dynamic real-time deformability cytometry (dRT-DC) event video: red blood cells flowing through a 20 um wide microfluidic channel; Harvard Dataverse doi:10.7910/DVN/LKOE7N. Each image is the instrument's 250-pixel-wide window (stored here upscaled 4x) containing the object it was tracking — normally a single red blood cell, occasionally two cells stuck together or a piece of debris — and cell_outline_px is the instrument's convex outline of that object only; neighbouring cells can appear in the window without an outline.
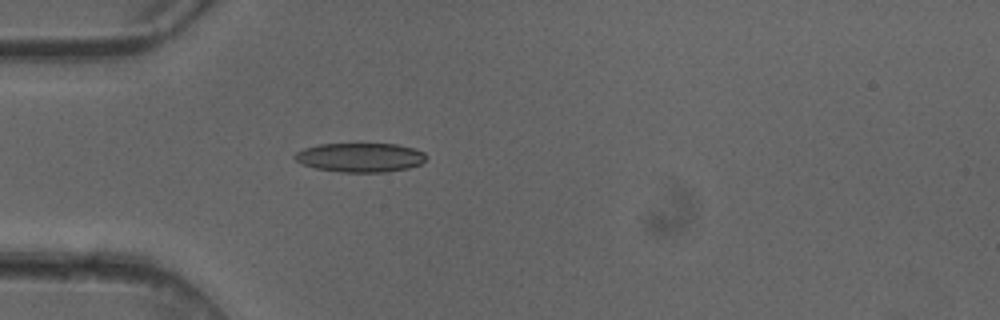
{"species": "common noctule bat (a hibernating species)", "species_latin": "Nyctalus noctula", "temperature_condition": "cold", "stored_images_in_passage": 2, "camera_frame_rate_fps": 3000, "um_per_image_px": 0.085, "animal": {"sex": "female"}, "frame": {"image": 1, "passage_image": 2, "time_ms": 0.333, "image_size_px": [1000, 320], "cell_outline_px": [[428, 156], [420, 164], [408, 168], [384, 172], [340, 172], [316, 168], [304, 164], [296, 160], [292, 156], [296, 152], [304, 148], [320, 144], [396, 144], [412, 148], [424, 152]], "centroid_in_image_um": [30.62, 13.38], "position_along_channel_um": 54.4, "area_um2": 22.2}}